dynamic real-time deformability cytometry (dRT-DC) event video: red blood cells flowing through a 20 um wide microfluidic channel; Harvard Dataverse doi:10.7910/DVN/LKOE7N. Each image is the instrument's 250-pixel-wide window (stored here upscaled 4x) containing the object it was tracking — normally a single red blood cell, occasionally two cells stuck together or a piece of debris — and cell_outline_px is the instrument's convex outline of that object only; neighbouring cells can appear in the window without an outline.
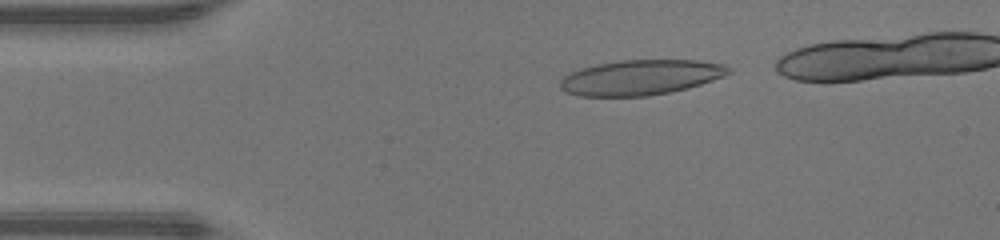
{"species": "human", "species_latin": "Homo sapiens", "temperature_condition": "warm", "stored_images_in_passage": 36, "camera_frame_rate_fps": 3000, "um_per_image_px": 0.085, "donor": {"sex": "male"}, "frame": {"image": 1, "passage_image": 3, "time_ms": 0.667, "image_size_px": [1000, 240], "cell_outline_px": [[732, 72], [724, 76], [688, 88], [648, 96], [580, 96], [564, 92], [560, 88], [560, 80], [564, 76], [580, 68], [596, 64], [620, 60], [696, 60], [724, 64], [732, 68]], "centroid_in_image_um": [54.45, 6.57], "position_along_channel_um": 30.5, "area_um2": 34.56}}
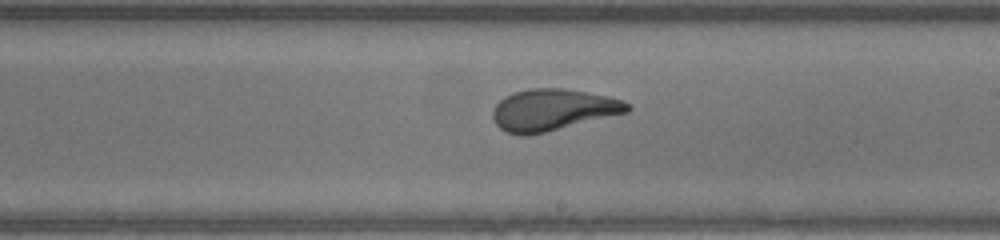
{"frame": {"image": 2, "passage_image": 21, "time_ms": 6.667, "image_size_px": [1000, 240], "cell_outline_px": [[632, 108], [628, 112], [528, 136], [520, 136], [508, 132], [500, 128], [496, 124], [492, 116], [492, 108], [504, 96], [512, 92], [532, 88], [564, 88], [608, 96], [620, 100], [628, 104]], "centroid_in_image_um": [46.94, 9.33], "position_along_channel_um": 242.1, "area_um2": 32.54}}
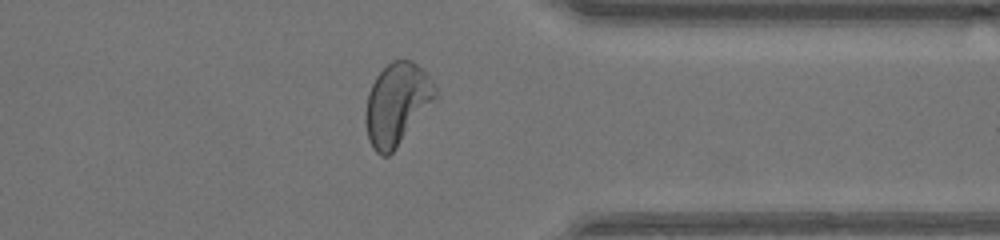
{"frame": {"image": 3, "passage_image": 31, "time_ms": 10.0, "image_size_px": [1000, 240], "cell_outline_px": [[440, 96], [396, 148], [388, 156], [380, 156], [372, 148], [368, 140], [364, 120], [364, 112], [368, 92], [376, 76], [392, 60], [412, 60], [428, 72], [440, 92]], "centroid_in_image_um": [33.78, 8.83], "position_along_channel_um": 377.6, "area_um2": 34.22}, "authors_computed_cell_mechanics": {"area_um2": 33.2061, "velocity_mm_per_s": 4.3242, "shape_relaxation_time_tau1_ms": 4.2551, "shape_relaxation_time_tau2_ms": null, "deformation_change_tau1": 0.2255, "deformation_change_tau2": null}}